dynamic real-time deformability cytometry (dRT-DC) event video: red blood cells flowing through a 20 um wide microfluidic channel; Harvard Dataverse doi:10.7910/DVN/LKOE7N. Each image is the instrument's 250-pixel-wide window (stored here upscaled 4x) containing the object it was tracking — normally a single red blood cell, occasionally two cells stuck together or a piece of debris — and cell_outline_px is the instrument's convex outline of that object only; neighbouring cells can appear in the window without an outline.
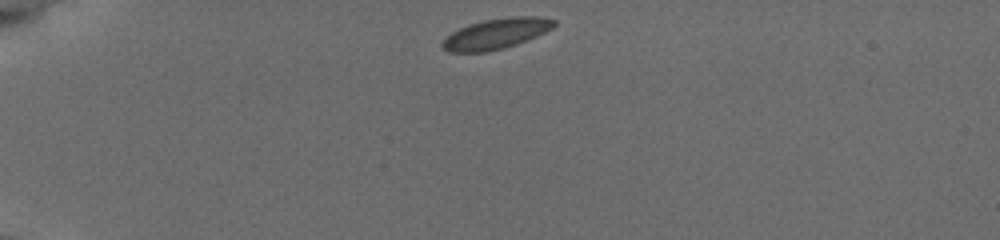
{"species": "common noctule bat (a hibernating species)", "species_latin": "Nyctalus noctula", "temperature_condition": "cold", "stored_images_in_passage": 42, "camera_frame_rate_fps": 3000, "um_per_image_px": 0.085, "animal": {"sex": "female", "body_mass_g": 19.5, "forearm_length_mm": 54.1}, "frame": {"image": 1, "passage_image": 1, "time_ms": 0.0, "image_size_px": [1000, 240], "cell_outline_px": [[556, 24], [552, 28], [536, 36], [516, 44], [504, 48], [484, 52], [448, 52], [440, 44], [452, 32], [468, 24], [484, 20], [508, 16], [540, 16], [556, 20]], "centroid_in_image_um": [42.18, 2.85], "position_along_channel_um": 42.8, "area_um2": 19.77}}
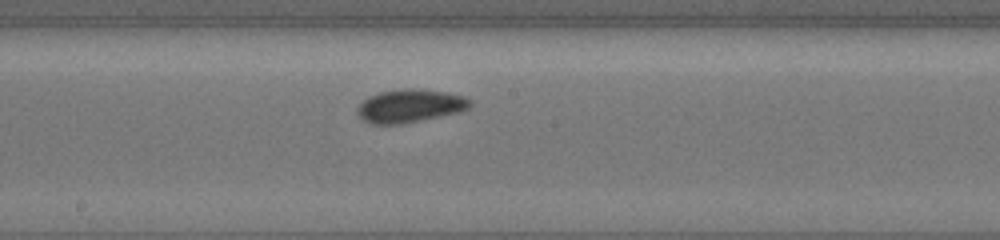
{"frame": {"image": 2, "passage_image": 19, "time_ms": 6.0, "image_size_px": [1000, 240], "cell_outline_px": [[472, 104], [468, 108], [460, 112], [400, 124], [372, 124], [364, 120], [356, 112], [356, 108], [368, 96], [380, 92], [408, 88], [412, 88], [448, 92], [464, 96], [472, 100]], "centroid_in_image_um": [34.86, 8.99], "position_along_channel_um": 213.3, "area_um2": 21.73}}
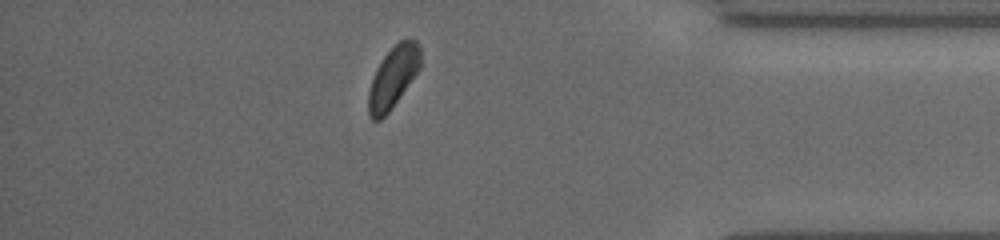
{"frame": {"image": 3, "passage_image": 36, "time_ms": 11.667, "image_size_px": [1000, 240], "cell_outline_px": [[420, 68], [388, 112], [380, 120], [372, 120], [368, 116], [368, 92], [376, 68], [384, 56], [400, 40], [416, 40], [420, 48]], "centroid_in_image_um": [33.39, 6.58], "position_along_channel_um": 401.8, "area_um2": 18.21}, "authors_computed_cell_mechanics": {"area_um2": 19.9121, "velocity_mm_per_s": 3.715, "shape_relaxation_time_tau1_ms": 1.6065, "shape_relaxation_time_tau2_ms": 7.5818, "deformation_change_tau1": 0.0429, "deformation_change_tau2": 0.0774}}